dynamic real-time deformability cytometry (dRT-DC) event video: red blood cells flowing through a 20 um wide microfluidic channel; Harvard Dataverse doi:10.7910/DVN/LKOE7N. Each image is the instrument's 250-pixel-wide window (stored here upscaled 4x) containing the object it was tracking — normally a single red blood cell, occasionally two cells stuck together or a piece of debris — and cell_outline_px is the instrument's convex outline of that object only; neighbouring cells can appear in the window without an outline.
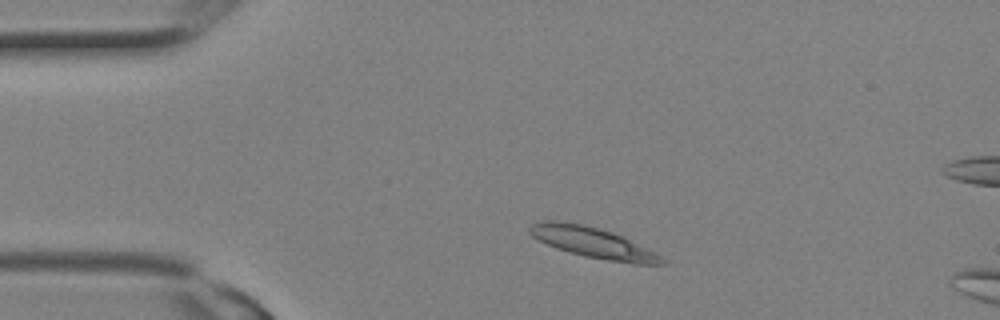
{"species": "Egyptian fruit bat (a non-hibernating species)", "species_latin": "Rousettus aegyptiacus", "temperature_condition": "room temperature", "stored_images_in_passage": 2, "camera_frame_rate_fps": 3000, "um_per_image_px": 0.085, "animal": {"sex": "female"}, "frame": {"image": 1, "passage_image": 1, "time_ms": 0.0, "image_size_px": [1000, 320], "cell_outline_px": [[668, 264], [636, 264], [608, 260], [584, 256], [568, 252], [556, 248], [532, 236], [528, 232], [528, 228], [532, 224], [548, 220], [552, 220], [580, 224], [612, 232], [624, 236], [656, 252], [668, 260]], "centroid_in_image_um": [50.48, 20.64], "position_along_channel_um": 34.5, "area_um2": 23.47}}